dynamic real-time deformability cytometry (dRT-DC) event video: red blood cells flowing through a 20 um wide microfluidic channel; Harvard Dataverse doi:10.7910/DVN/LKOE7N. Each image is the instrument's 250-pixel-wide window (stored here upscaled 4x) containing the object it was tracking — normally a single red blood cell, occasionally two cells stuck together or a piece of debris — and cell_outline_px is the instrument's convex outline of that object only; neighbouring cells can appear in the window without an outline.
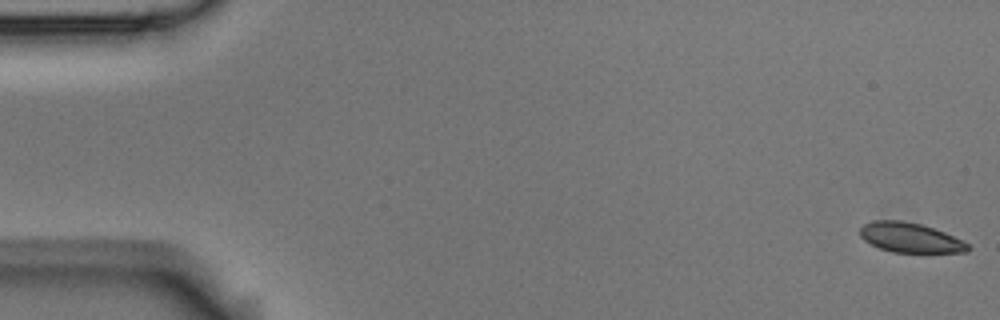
{"species": "Egyptian fruit bat (a non-hibernating species)", "species_latin": "Rousettus aegyptiacus", "temperature_condition": "room temperature", "stored_images_in_passage": 7, "camera_frame_rate_fps": 3000, "um_per_image_px": 0.085, "animal": {"sex": "male"}, "frame": {"image": 1, "passage_image": 1, "time_ms": 0.0, "image_size_px": [1000, 320], "cell_outline_px": [[972, 248], [968, 252], [924, 256], [892, 252], [880, 248], [864, 240], [860, 236], [860, 228], [864, 224], [872, 220], [900, 220], [920, 224], [944, 232], [968, 244]], "centroid_in_image_um": [77.43, 20.27], "position_along_channel_um": 7.6, "area_um2": 19.59}}
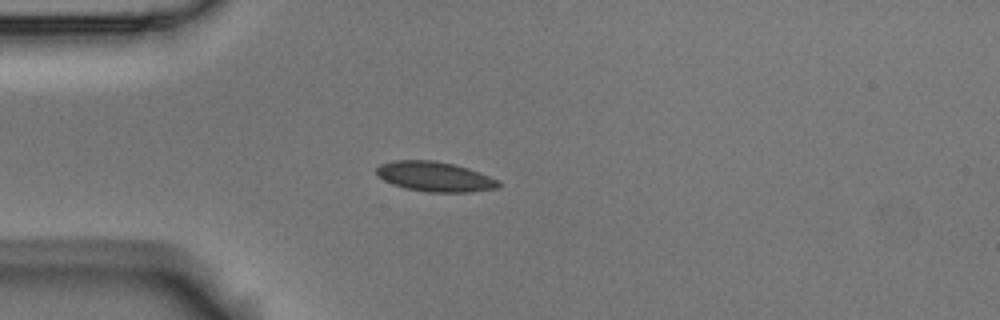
{"frame": {"image": 2, "passage_image": 5, "time_ms": 1.333, "image_size_px": [1000, 320], "cell_outline_px": [[500, 188], [472, 192], [428, 192], [404, 188], [392, 184], [376, 176], [376, 168], [380, 164], [392, 160], [436, 160], [468, 168], [480, 172], [500, 180]], "centroid_in_image_um": [36.97, 15.01], "position_along_channel_um": 48.0, "area_um2": 21.56}}
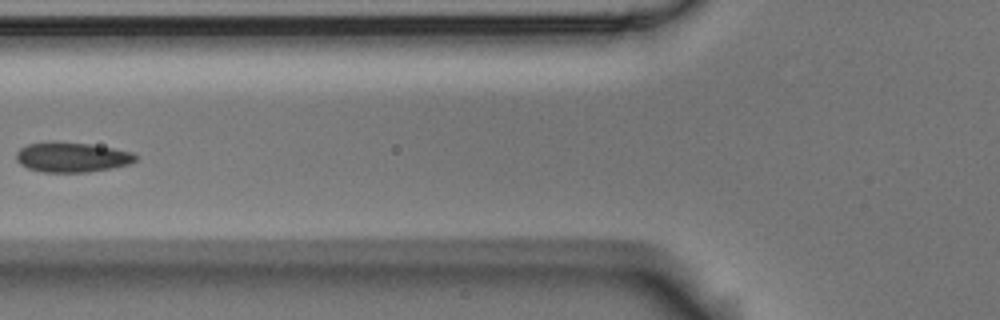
{"frame": {"image": 3, "passage_image": 7, "time_ms": 2.0, "image_size_px": [1000, 320], "cell_outline_px": [[136, 160], [128, 164], [112, 168], [88, 172], [44, 172], [28, 168], [20, 164], [16, 160], [16, 152], [20, 148], [28, 144], [92, 144], [132, 152], [136, 156]], "centroid_in_image_um": [6.13, 13.4], "position_along_channel_um": 119.7, "area_um2": 20.06}}